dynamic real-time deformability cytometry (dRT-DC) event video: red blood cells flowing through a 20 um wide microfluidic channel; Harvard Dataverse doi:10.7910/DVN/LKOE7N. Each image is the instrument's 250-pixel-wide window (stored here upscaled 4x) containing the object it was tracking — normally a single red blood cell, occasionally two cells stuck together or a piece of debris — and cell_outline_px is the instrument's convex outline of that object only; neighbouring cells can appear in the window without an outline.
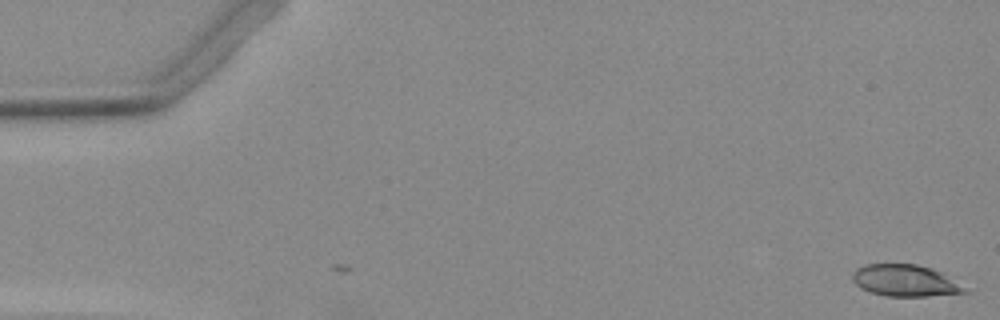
{"species": "Egyptian fruit bat (a non-hibernating species)", "species_latin": "Rousettus aegyptiacus", "temperature_condition": "warm", "stored_images_in_passage": 2, "camera_frame_rate_fps": 3000, "um_per_image_px": 0.085, "animal": {"sex": "female"}, "frame": {"image": 1, "passage_image": 2, "time_ms": 0.333, "image_size_px": [1000, 320], "cell_outline_px": [[968, 292], [928, 296], [884, 296], [860, 288], [852, 280], [852, 272], [856, 268], [864, 264], [916, 264], [932, 268], [940, 272], [964, 288]], "centroid_in_image_um": [76.85, 23.84], "position_along_channel_um": 8.2, "area_um2": 20.46}}